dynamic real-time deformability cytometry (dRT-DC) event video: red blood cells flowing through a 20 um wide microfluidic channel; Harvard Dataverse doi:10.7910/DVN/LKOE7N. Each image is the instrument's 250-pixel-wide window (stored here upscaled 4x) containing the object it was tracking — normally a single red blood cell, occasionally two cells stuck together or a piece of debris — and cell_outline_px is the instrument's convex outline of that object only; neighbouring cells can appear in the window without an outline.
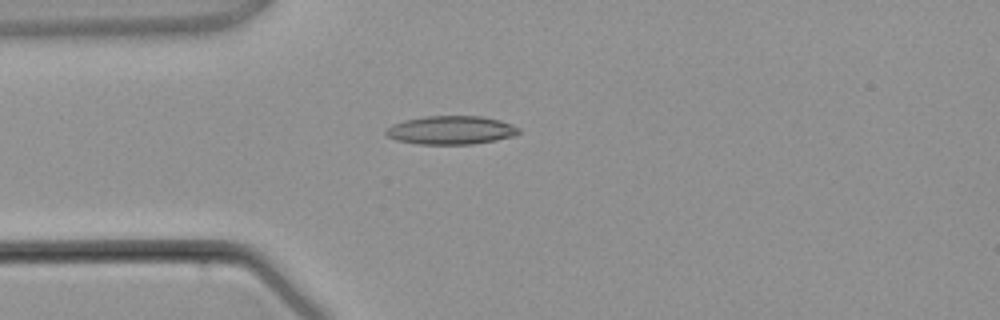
{"species": "common noctule bat (a hibernating species)", "species_latin": "Nyctalus noctula", "temperature_condition": "warm", "stored_images_in_passage": 3, "camera_frame_rate_fps": 3000, "um_per_image_px": 0.085, "animal": {"sex": "male", "body_mass_g": 21.5, "forearm_length_mm": 52.0}, "frame": {"image": 1, "passage_image": 3, "time_ms": 2.333, "image_size_px": [1000, 320], "cell_outline_px": [[520, 132], [512, 136], [496, 140], [472, 144], [420, 144], [396, 140], [388, 136], [384, 132], [392, 124], [404, 120], [424, 116], [480, 116], [500, 120], [512, 124], [520, 128]], "centroid_in_image_um": [38.33, 11.06], "position_along_channel_um": 46.7, "area_um2": 22.02}}